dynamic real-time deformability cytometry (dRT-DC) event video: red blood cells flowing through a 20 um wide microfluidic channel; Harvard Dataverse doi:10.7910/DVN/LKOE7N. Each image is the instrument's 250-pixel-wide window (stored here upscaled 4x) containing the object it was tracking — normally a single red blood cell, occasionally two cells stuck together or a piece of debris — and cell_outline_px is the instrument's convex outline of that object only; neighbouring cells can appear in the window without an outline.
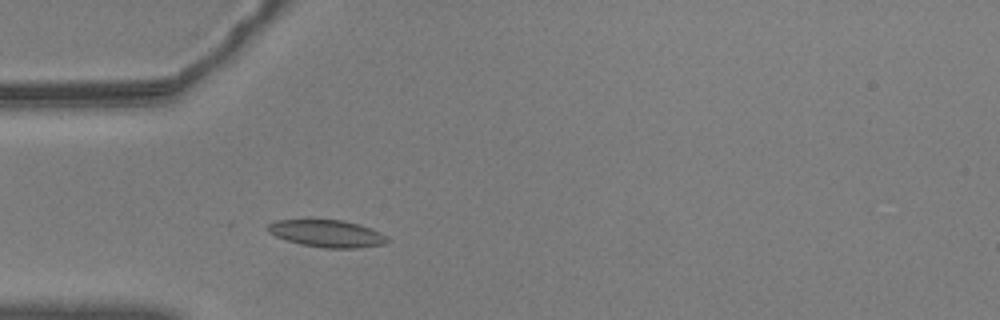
{"species": "common noctule bat (a hibernating species)", "species_latin": "Nyctalus noctula", "temperature_condition": "warm", "stored_images_in_passage": 50, "camera_frame_rate_fps": 3000, "um_per_image_px": 0.085, "animal": {"sex": "male", "body_mass_g": 20.5, "forearm_length_mm": 52.5}, "frame": {"image": 1, "passage_image": 10, "time_ms": 3.0, "image_size_px": [1000, 320], "cell_outline_px": [[392, 240], [384, 244], [360, 248], [324, 248], [300, 244], [276, 236], [268, 232], [264, 228], [268, 224], [276, 220], [340, 220], [360, 224], [372, 228], [388, 236]], "centroid_in_image_um": [27.83, 19.85], "position_along_channel_um": 57.2, "area_um2": 19.13}}
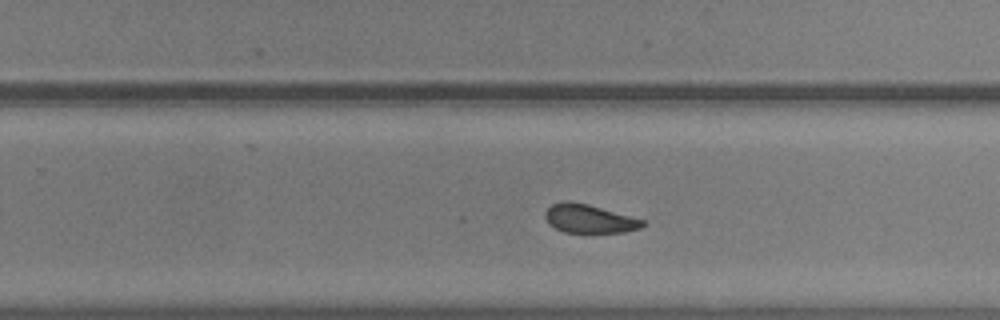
{"frame": {"image": 2, "passage_image": 29, "time_ms": 9.333, "image_size_px": [1000, 320], "cell_outline_px": [[648, 224], [640, 228], [624, 232], [564, 232], [548, 224], [544, 216], [544, 212], [552, 204], [560, 200], [568, 200], [588, 204], [644, 220]], "centroid_in_image_um": [50.05, 18.58], "position_along_channel_um": 279.7, "area_um2": 16.3}}
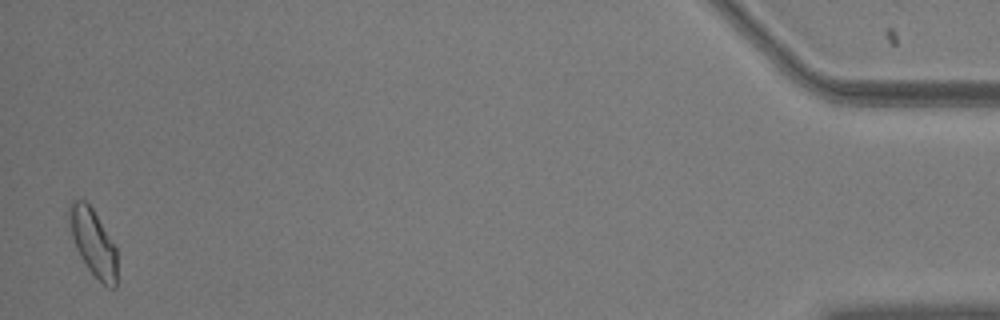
{"frame": {"image": 3, "passage_image": 49, "time_ms": 16.0, "image_size_px": [1000, 320], "cell_outline_px": [[116, 288], [108, 288], [88, 268], [80, 256], [76, 248], [72, 236], [68, 216], [68, 204], [72, 200], [84, 200], [92, 208], [116, 248]], "centroid_in_image_um": [7.9, 20.59], "position_along_channel_um": 427.3, "area_um2": 18.26}, "authors_computed_cell_mechanics": {"area_um2": 17.6868, "velocity_mm_per_s": 3.5671, "shape_relaxation_time_tau1_ms": 4.7824, "shape_relaxation_time_tau2_ms": 1.8502, "deformation_change_tau1": 0.1405, "deformation_change_tau2": 0.0809}}